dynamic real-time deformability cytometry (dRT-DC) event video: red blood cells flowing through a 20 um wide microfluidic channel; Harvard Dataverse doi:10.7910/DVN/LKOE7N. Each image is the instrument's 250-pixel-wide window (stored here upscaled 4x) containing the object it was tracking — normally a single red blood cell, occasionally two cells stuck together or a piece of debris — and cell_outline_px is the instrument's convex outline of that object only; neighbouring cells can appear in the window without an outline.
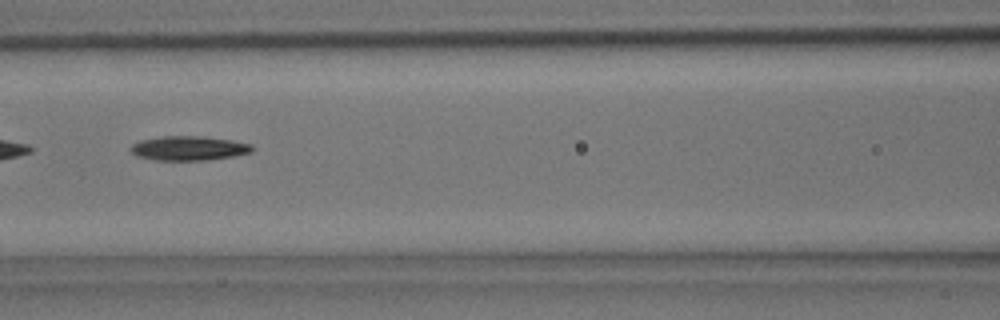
{"species": "common noctule bat (a hibernating species)", "species_latin": "Nyctalus noctula", "temperature_condition": "room temperature", "stored_images_in_passage": 6, "camera_frame_rate_fps": 3000, "um_per_image_px": 0.085, "animal": {"sex": "male", "body_mass_g": 15.6}, "frame": {"image": 1, "passage_image": 5, "time_ms": 1.333, "image_size_px": [1000, 320], "cell_outline_px": [[256, 148], [252, 152], [232, 156], [208, 160], [156, 160], [136, 156], [128, 148], [132, 144], [140, 140], [160, 136], [200, 136], [232, 140], [252, 144]], "centroid_in_image_um": [16.05, 12.59], "position_along_channel_um": 150.6, "area_um2": 17.4}}